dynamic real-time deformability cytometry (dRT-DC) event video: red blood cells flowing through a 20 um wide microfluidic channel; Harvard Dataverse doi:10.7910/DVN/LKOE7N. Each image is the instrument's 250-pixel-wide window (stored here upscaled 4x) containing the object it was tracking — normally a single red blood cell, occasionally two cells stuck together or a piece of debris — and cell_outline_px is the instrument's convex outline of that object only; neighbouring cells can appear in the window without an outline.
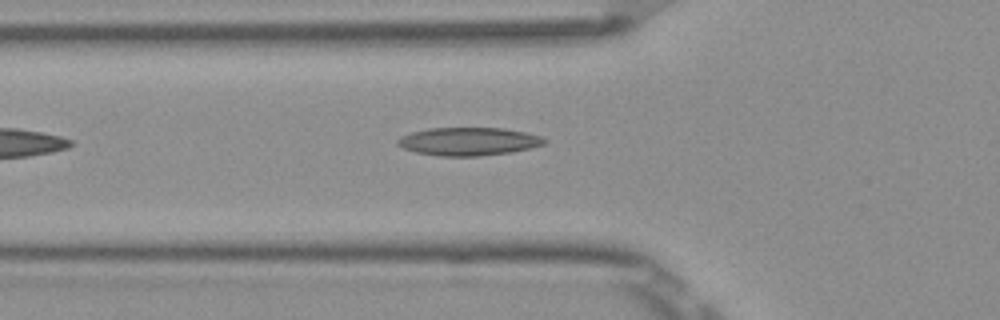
{"species": "Egyptian fruit bat (a non-hibernating species)", "species_latin": "Rousettus aegyptiacus", "temperature_condition": "room temperature", "stored_images_in_passage": 5, "camera_frame_rate_fps": 3000, "um_per_image_px": 0.085, "frame": {"image": 1, "passage_image": 5, "time_ms": 1.333, "image_size_px": [1000, 320], "cell_outline_px": [[548, 140], [544, 144], [532, 148], [512, 152], [480, 156], [440, 156], [416, 152], [404, 148], [396, 144], [396, 140], [400, 136], [412, 132], [428, 128], [504, 128], [524, 132], [540, 136]], "centroid_in_image_um": [39.83, 12.02], "position_along_channel_um": 86.0, "area_um2": 24.1}}